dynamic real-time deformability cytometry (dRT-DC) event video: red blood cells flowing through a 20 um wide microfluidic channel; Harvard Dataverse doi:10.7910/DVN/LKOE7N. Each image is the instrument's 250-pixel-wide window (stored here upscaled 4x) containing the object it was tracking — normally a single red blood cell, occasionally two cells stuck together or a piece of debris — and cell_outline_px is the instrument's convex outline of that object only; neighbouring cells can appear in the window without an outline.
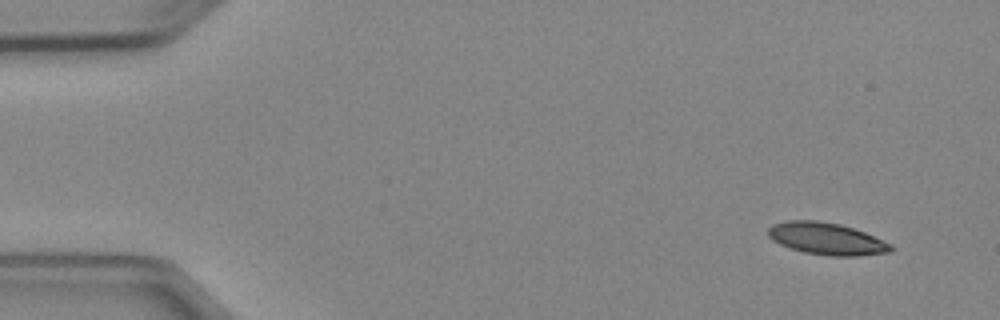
{"species": "Egyptian fruit bat (a non-hibernating species)", "species_latin": "Rousettus aegyptiacus", "temperature_condition": "cold", "stored_images_in_passage": 4, "camera_frame_rate_fps": 3000, "um_per_image_px": 0.085, "animal": {"sex": "female"}, "frame": {"image": 1, "passage_image": 1, "time_ms": 0.0, "image_size_px": [1000, 320], "cell_outline_px": [[896, 248], [892, 252], [856, 256], [828, 256], [804, 252], [780, 244], [772, 240], [768, 236], [768, 228], [772, 224], [784, 220], [816, 220], [840, 224], [864, 232], [892, 244]], "centroid_in_image_um": [70.27, 20.29], "position_along_channel_um": 14.7, "area_um2": 23.06}}
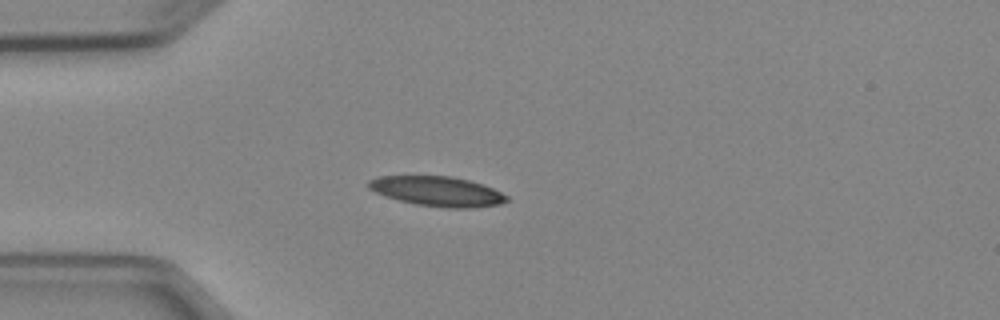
{"frame": {"image": 2, "passage_image": 4, "time_ms": 3.333, "image_size_px": [1000, 320], "cell_outline_px": [[508, 200], [500, 204], [476, 208], [448, 208], [416, 204], [384, 196], [368, 188], [368, 180], [376, 176], [452, 176], [468, 180], [492, 188], [508, 196]], "centroid_in_image_um": [37.16, 16.26], "position_along_channel_um": 47.8, "area_um2": 23.93}}